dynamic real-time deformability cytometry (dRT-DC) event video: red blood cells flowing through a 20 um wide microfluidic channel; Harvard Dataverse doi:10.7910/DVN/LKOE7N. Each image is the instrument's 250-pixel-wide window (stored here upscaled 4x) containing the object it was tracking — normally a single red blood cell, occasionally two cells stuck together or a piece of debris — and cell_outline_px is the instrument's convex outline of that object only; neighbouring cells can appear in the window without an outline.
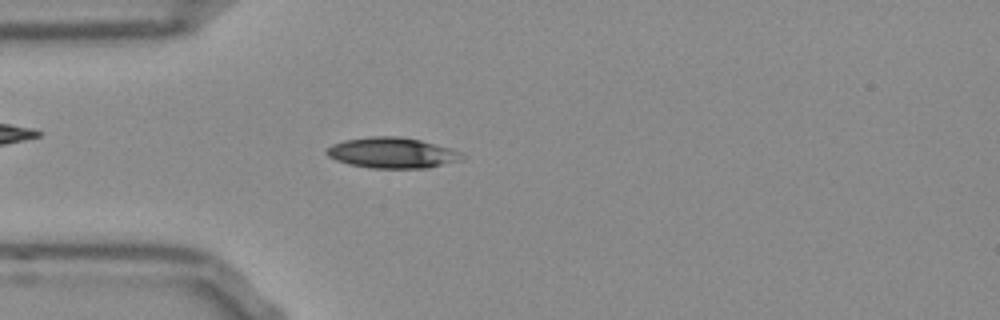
{"species": "Egyptian fruit bat (a non-hibernating species)", "species_latin": "Rousettus aegyptiacus", "temperature_condition": "room temperature", "stored_images_in_passage": 41, "camera_frame_rate_fps": 3000, "um_per_image_px": 0.085, "frame": {"image": 1, "passage_image": 3, "time_ms": 0.667, "image_size_px": [1000, 320], "cell_outline_px": [[464, 156], [460, 160], [428, 168], [372, 168], [348, 164], [336, 160], [328, 156], [324, 152], [332, 144], [344, 140], [372, 136], [400, 136], [420, 140], [452, 148], [464, 152]], "centroid_in_image_um": [33.35, 12.99], "position_along_channel_um": 51.7, "area_um2": 24.33}}
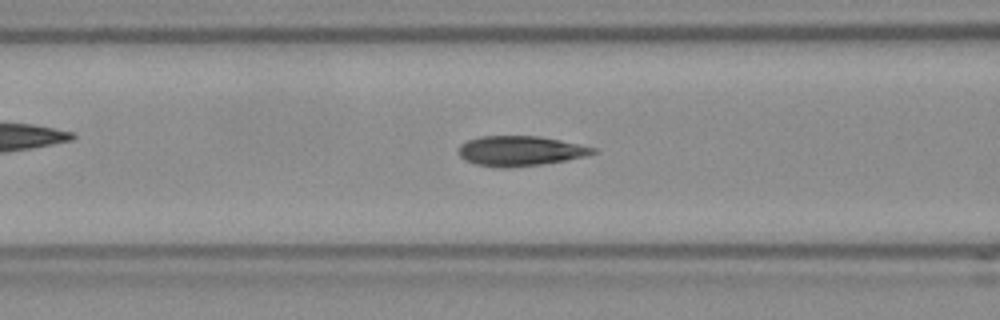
{"frame": {"image": 2, "passage_image": 9, "time_ms": 2.667, "image_size_px": [1000, 320], "cell_outline_px": [[596, 152], [584, 156], [564, 160], [540, 164], [504, 168], [500, 168], [476, 164], [464, 160], [460, 156], [460, 144], [468, 140], [480, 136], [536, 136], [560, 140], [596, 148]], "centroid_in_image_um": [44.18, 12.82], "position_along_channel_um": 122.4, "area_um2": 23.12}}
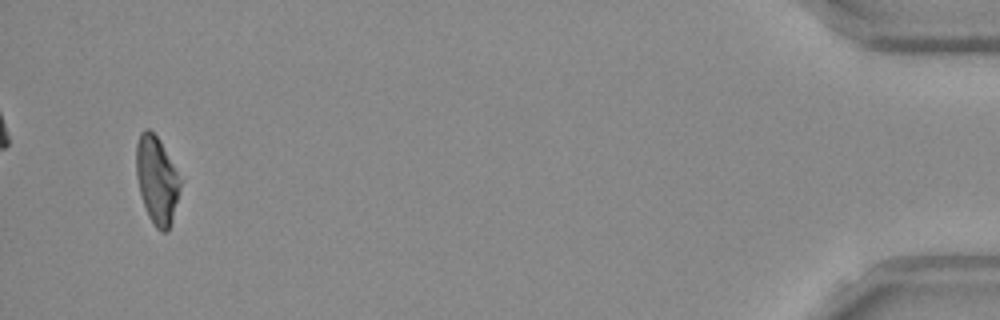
{"frame": {"image": 3, "passage_image": 39, "time_ms": 12.667, "image_size_px": [1000, 320], "cell_outline_px": [[180, 188], [172, 220], [168, 228], [164, 232], [160, 232], [156, 228], [148, 216], [140, 192], [136, 176], [136, 144], [140, 132], [144, 128], [148, 128], [156, 136], [176, 172], [180, 180]], "centroid_in_image_um": [13.29, 15.32], "position_along_channel_um": 421.9, "area_um2": 21.79}, "authors_computed_cell_mechanics": {"area_um2": 23.409, "velocity_mm_per_s": 3.8557, "shape_relaxation_time_tau1_ms": 5.2069, "shape_relaxation_time_tau2_ms": 1.5078, "deformation_change_tau1": 0.1802, "deformation_change_tau2": 0.0859}}